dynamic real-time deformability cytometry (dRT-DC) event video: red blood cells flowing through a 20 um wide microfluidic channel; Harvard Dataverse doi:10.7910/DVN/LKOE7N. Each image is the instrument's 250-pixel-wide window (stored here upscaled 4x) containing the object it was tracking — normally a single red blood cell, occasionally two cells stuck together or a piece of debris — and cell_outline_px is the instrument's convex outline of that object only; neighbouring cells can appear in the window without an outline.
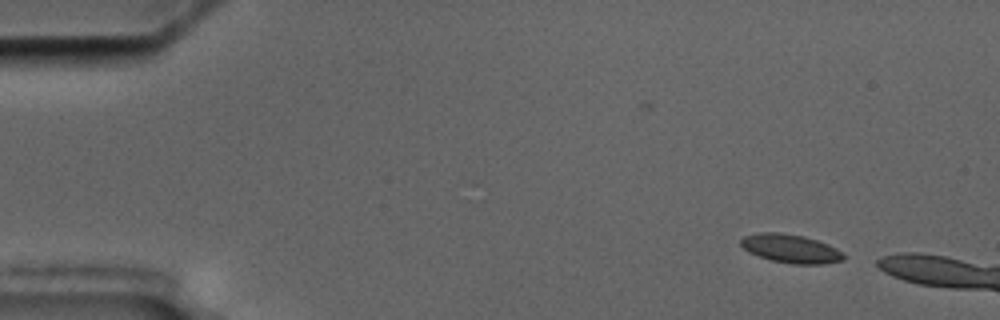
{"species": "common noctule bat (a hibernating species)", "species_latin": "Nyctalus noctula", "temperature_condition": "cold", "stored_images_in_passage": 3, "camera_frame_rate_fps": 3000, "um_per_image_px": 0.085, "animal": {"sex": "male", "body_mass_g": 17.5, "forearm_length_mm": 52.3}, "frame": {"image": 1, "passage_image": 3, "time_ms": 3.0, "image_size_px": [1000, 320], "cell_outline_px": [[848, 256], [844, 260], [824, 264], [792, 264], [772, 260], [748, 252], [740, 244], [740, 240], [744, 236], [760, 232], [780, 232], [804, 236], [828, 244], [844, 252]], "centroid_in_image_um": [67.26, 21.13], "position_along_channel_um": 17.7, "area_um2": 17.28}}